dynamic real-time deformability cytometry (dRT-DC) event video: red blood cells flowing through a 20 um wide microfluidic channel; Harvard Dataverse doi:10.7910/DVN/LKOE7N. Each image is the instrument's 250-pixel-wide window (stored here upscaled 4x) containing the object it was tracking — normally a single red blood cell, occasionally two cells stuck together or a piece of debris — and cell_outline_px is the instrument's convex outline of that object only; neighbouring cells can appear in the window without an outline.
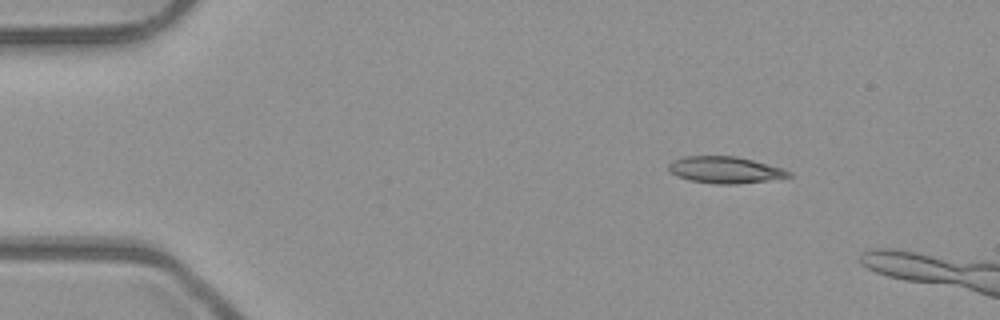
{"species": "common noctule bat (a hibernating species)", "species_latin": "Nyctalus noctula", "temperature_condition": "room temperature", "stored_images_in_passage": 4, "camera_frame_rate_fps": 3000, "um_per_image_px": 0.085, "animal": {"sex": "male", "body_mass_g": 23.1, "forearm_length_mm": 52.7}, "frame": {"image": 1, "passage_image": 2, "time_ms": 0.333, "image_size_px": [1000, 320], "cell_outline_px": [[792, 176], [768, 180], [736, 184], [716, 184], [688, 180], [676, 176], [668, 168], [668, 164], [672, 160], [684, 156], [736, 156], [784, 168], [792, 172]], "centroid_in_image_um": [61.63, 14.44], "position_along_channel_um": 23.4, "area_um2": 18.73}}